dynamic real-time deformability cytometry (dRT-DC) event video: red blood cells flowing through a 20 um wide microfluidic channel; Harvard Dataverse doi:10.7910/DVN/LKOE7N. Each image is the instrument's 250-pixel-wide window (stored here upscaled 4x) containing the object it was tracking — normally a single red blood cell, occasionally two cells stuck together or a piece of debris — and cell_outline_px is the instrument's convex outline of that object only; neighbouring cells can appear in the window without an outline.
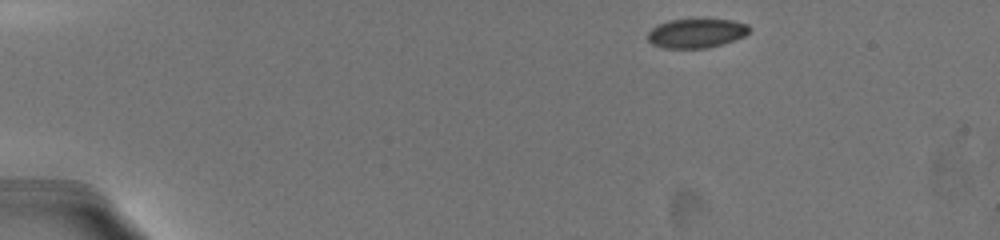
{"species": "common noctule bat (a hibernating species)", "species_latin": "Nyctalus noctula", "temperature_condition": "warm", "stored_images_in_passage": 30, "camera_frame_rate_fps": 3000, "um_per_image_px": 0.085, "animal": {"sex": "female", "body_mass_g": 19.5, "forearm_length_mm": 54.1}, "frame": {"image": 1, "passage_image": 1, "time_ms": 0.0, "image_size_px": [1000, 240], "cell_outline_px": [[748, 32], [744, 36], [708, 48], [664, 48], [652, 44], [648, 40], [648, 32], [656, 24], [668, 20], [732, 20], [748, 24]], "centroid_in_image_um": [59.14, 2.83], "position_along_channel_um": 25.9, "area_um2": 17.05}}
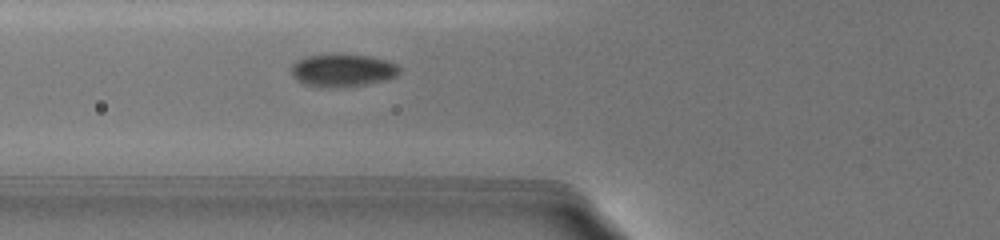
{"frame": {"image": 2, "passage_image": 20, "time_ms": 4.667, "image_size_px": [1000, 240], "cell_outline_px": [[400, 72], [396, 76], [384, 80], [364, 84], [340, 88], [320, 88], [304, 84], [296, 80], [292, 76], [292, 64], [296, 60], [304, 56], [332, 52], [372, 56], [388, 60], [396, 64], [400, 68]], "centroid_in_image_um": [29.08, 5.95], "position_along_channel_um": 96.7, "area_um2": 21.44}}
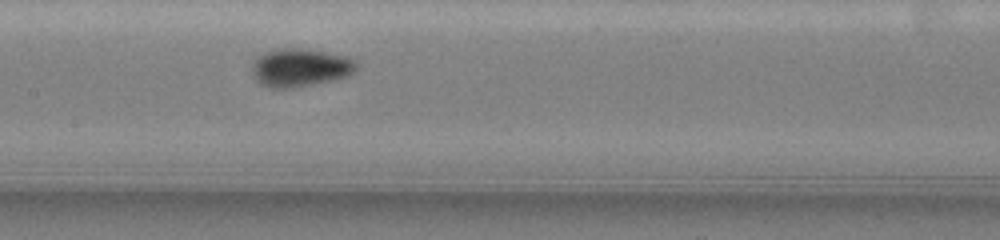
{"frame": {"image": 3, "passage_image": 29, "time_ms": 7.0, "image_size_px": [1000, 240], "cell_outline_px": [[360, 64], [348, 76], [312, 84], [292, 88], [268, 88], [260, 84], [252, 76], [252, 64], [264, 52], [272, 48], [300, 48], [348, 56], [356, 60]], "centroid_in_image_um": [25.5, 5.74], "position_along_channel_um": 181.9, "area_um2": 23.35}}